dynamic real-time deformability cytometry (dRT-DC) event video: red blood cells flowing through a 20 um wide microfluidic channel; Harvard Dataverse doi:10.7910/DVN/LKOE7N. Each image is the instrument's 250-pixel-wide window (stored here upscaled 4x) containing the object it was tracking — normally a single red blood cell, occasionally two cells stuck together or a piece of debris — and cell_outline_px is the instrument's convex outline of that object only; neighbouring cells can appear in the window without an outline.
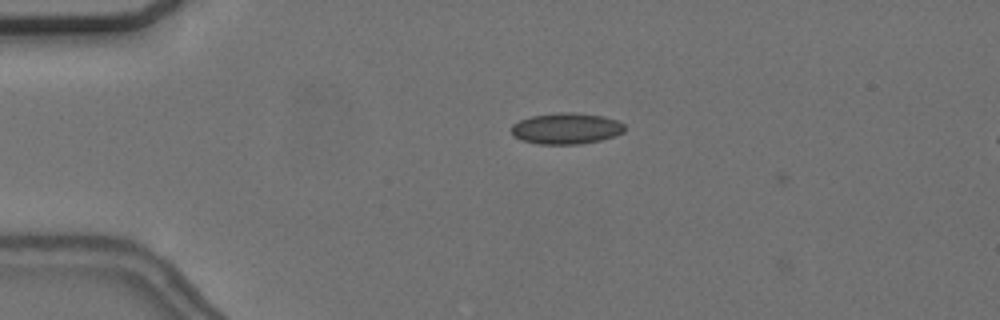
{"species": "common noctule bat (a hibernating species)", "species_latin": "Nyctalus noctula", "temperature_condition": "cold", "stored_images_in_passage": 6, "camera_frame_rate_fps": 3000, "um_per_image_px": 0.085, "animal": {"sex": "female", "body_mass_g": 24.6, "forearm_length_mm": 56.2}, "frame": {"image": 1, "passage_image": 5, "time_ms": 1.333, "image_size_px": [1000, 320], "cell_outline_px": [[624, 132], [616, 136], [600, 140], [580, 144], [536, 144], [520, 140], [512, 136], [512, 124], [520, 120], [532, 116], [560, 112], [576, 112], [604, 116], [616, 120], [624, 124]], "centroid_in_image_um": [48.12, 10.92], "position_along_channel_um": 36.9, "area_um2": 20.75}}